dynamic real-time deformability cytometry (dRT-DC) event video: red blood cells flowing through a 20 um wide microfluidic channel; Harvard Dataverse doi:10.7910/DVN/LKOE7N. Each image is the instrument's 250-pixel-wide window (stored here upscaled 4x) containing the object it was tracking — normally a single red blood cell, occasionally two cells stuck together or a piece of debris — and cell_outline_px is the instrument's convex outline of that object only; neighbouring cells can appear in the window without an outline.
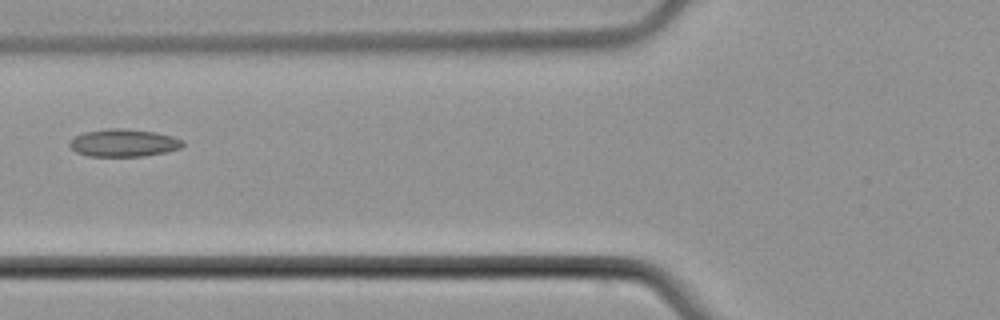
{"species": "common noctule bat (a hibernating species)", "species_latin": "Nyctalus noctula", "temperature_condition": "cold", "stored_images_in_passage": 2, "camera_frame_rate_fps": 3000, "um_per_image_px": 0.085, "animal": {"sex": "male", "body_mass_g": 21.5, "forearm_length_mm": 52.0}, "frame": {"image": 1, "passage_image": 2, "time_ms": 1.0, "image_size_px": [1000, 320], "cell_outline_px": [[184, 144], [180, 148], [164, 152], [144, 156], [88, 156], [76, 152], [68, 144], [76, 136], [84, 132], [108, 128], [124, 128], [156, 132], [172, 136], [184, 140]], "centroid_in_image_um": [10.52, 12.14], "position_along_channel_um": 115.3, "area_um2": 18.15}}